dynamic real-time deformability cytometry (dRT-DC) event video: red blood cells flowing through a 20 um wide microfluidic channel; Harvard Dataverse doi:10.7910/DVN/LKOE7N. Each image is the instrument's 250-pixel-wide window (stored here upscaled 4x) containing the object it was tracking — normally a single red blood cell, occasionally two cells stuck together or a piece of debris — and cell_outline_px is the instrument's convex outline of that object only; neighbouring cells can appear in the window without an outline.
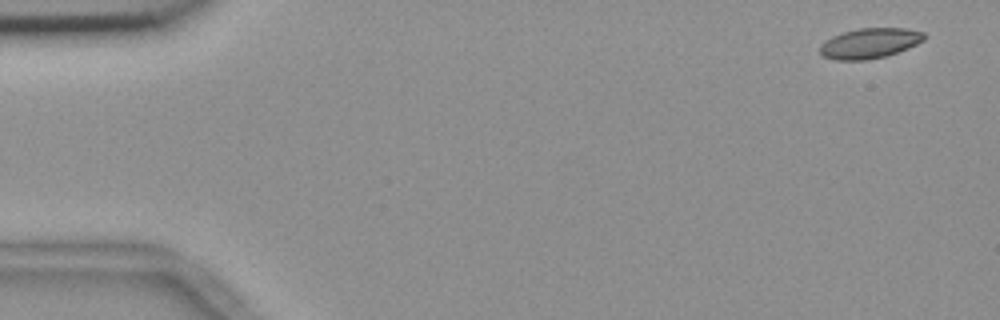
{"species": "common noctule bat (a hibernating species)", "species_latin": "Nyctalus noctula", "temperature_condition": "room temperature", "stored_images_in_passage": 5, "camera_frame_rate_fps": 3000, "um_per_image_px": 0.085, "animal": {"sex": "female", "body_mass_g": 18.4}, "frame": {"image": 1, "passage_image": 1, "time_ms": 0.0, "image_size_px": [1000, 320], "cell_outline_px": [[928, 36], [924, 40], [908, 48], [884, 56], [868, 60], [836, 60], [824, 56], [820, 52], [820, 44], [824, 40], [832, 36], [844, 32], [860, 28], [904, 28], [924, 32]], "centroid_in_image_um": [73.93, 3.67], "position_along_channel_um": 11.1, "area_um2": 18.32}}
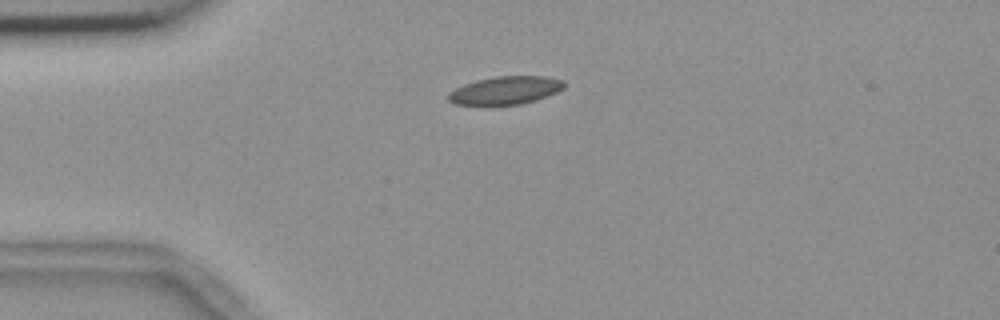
{"frame": {"image": 2, "passage_image": 4, "time_ms": 1.0, "image_size_px": [1000, 320], "cell_outline_px": [[568, 84], [564, 88], [556, 92], [536, 100], [520, 104], [456, 104], [448, 100], [448, 92], [464, 84], [476, 80], [496, 76], [544, 76], [564, 80]], "centroid_in_image_um": [43.0, 7.66], "position_along_channel_um": 42.0, "area_um2": 18.79}}